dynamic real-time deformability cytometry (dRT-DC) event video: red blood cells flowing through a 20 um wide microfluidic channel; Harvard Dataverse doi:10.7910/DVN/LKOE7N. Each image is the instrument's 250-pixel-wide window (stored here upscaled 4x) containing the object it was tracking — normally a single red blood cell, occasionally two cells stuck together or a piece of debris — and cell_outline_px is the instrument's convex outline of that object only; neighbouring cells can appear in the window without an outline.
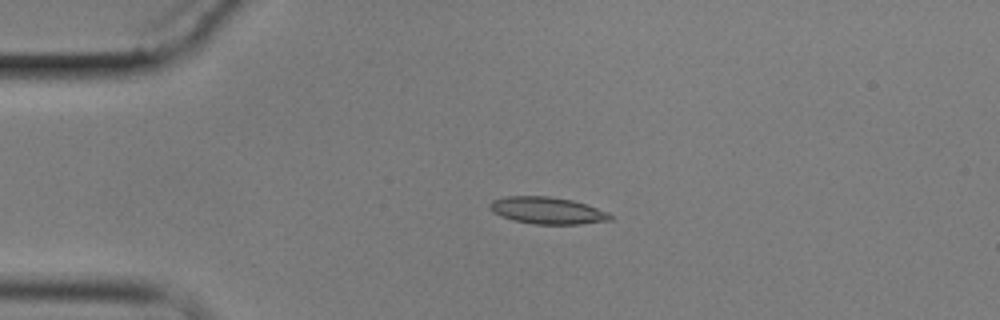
{"species": "common noctule bat (a hibernating species)", "species_latin": "Nyctalus noctula", "temperature_condition": "cold", "stored_images_in_passage": 7, "camera_frame_rate_fps": 3000, "um_per_image_px": 0.085, "animal": {"sex": "male", "body_mass_g": 17.9}, "frame": {"image": 1, "passage_image": 4, "time_ms": 3.667, "image_size_px": [1000, 320], "cell_outline_px": [[612, 220], [580, 224], [532, 224], [512, 220], [500, 216], [492, 212], [488, 208], [488, 204], [492, 200], [504, 196], [548, 196], [572, 200], [588, 204], [608, 212], [612, 216]], "centroid_in_image_um": [46.49, 17.89], "position_along_channel_um": 38.5, "area_um2": 19.19}}
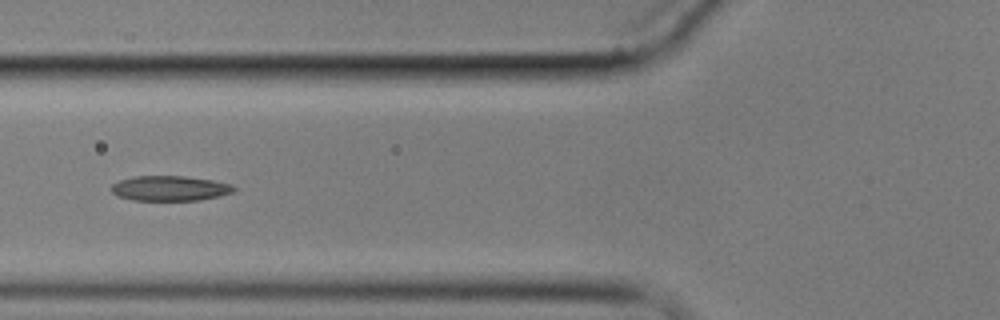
{"frame": {"image": 2, "passage_image": 6, "time_ms": 6.667, "image_size_px": [1000, 320], "cell_outline_px": [[236, 188], [232, 192], [220, 196], [200, 200], [132, 200], [120, 196], [112, 192], [112, 184], [120, 180], [136, 176], [184, 176], [212, 180], [232, 184]], "centroid_in_image_um": [14.47, 16.0], "position_along_channel_um": 111.3, "area_um2": 17.74}}
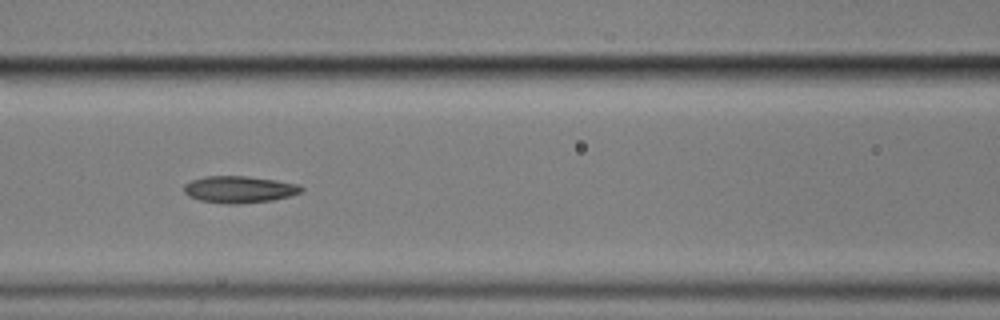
{"frame": {"image": 3, "passage_image": 7, "time_ms": 7.667, "image_size_px": [1000, 320], "cell_outline_px": [[304, 188], [300, 192], [288, 196], [272, 200], [240, 204], [224, 204], [200, 200], [188, 196], [184, 192], [184, 184], [192, 180], [204, 176], [248, 176], [276, 180], [296, 184]], "centroid_in_image_um": [20.29, 16.1], "position_along_channel_um": 146.3, "area_um2": 18.32}}